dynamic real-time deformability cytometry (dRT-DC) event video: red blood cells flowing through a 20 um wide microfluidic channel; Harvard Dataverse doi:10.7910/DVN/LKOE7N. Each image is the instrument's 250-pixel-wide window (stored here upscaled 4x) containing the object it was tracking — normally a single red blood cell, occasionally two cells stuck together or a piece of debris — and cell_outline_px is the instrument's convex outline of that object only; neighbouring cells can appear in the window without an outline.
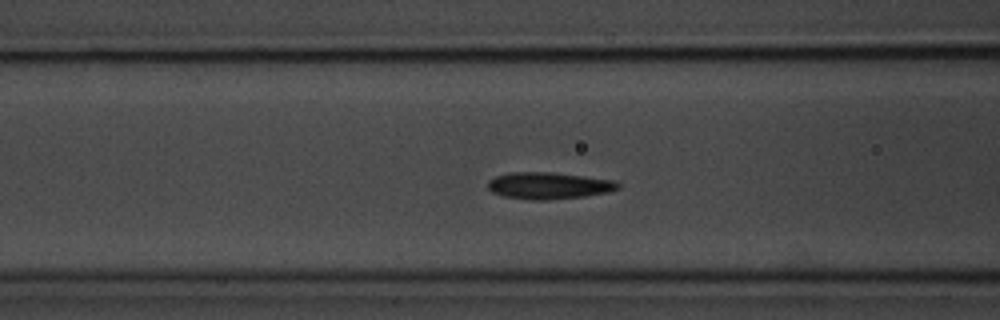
{"species": "common noctule bat (a hibernating species)", "species_latin": "Nyctalus noctula", "temperature_condition": "room temperature", "stored_images_in_passage": 40, "camera_frame_rate_fps": 3000, "um_per_image_px": 0.085, "animal": {"sex": "male", "body_mass_g": 20.1, "forearm_length_mm": 53.5}, "frame": {"image": 1, "passage_image": 5, "time_ms": 1.333, "image_size_px": [1000, 320], "cell_outline_px": [[620, 188], [608, 192], [584, 196], [544, 200], [532, 200], [504, 196], [492, 192], [488, 188], [488, 180], [496, 176], [512, 172], [552, 172], [612, 180], [620, 184]], "centroid_in_image_um": [46.62, 15.78], "position_along_channel_um": 120.0, "area_um2": 20.11}}
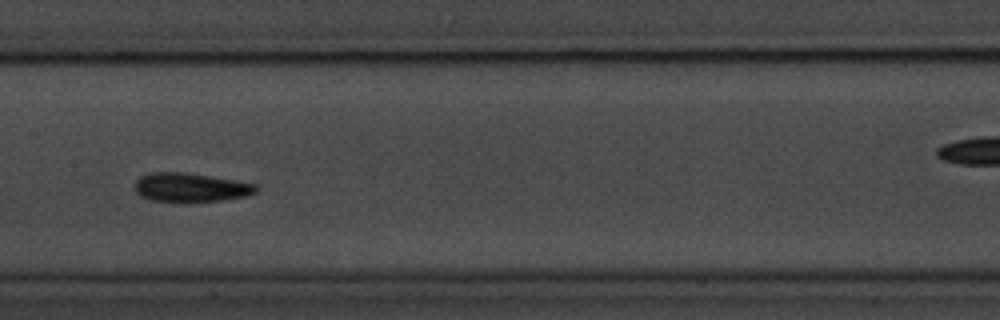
{"frame": {"image": 2, "passage_image": 11, "time_ms": 3.333, "image_size_px": [1000, 320], "cell_outline_px": [[256, 192], [248, 196], [224, 200], [152, 200], [140, 196], [136, 192], [136, 180], [140, 176], [148, 172], [184, 172], [236, 180], [256, 184]], "centroid_in_image_um": [16.21, 15.9], "position_along_channel_um": 191.2, "area_um2": 20.0}}
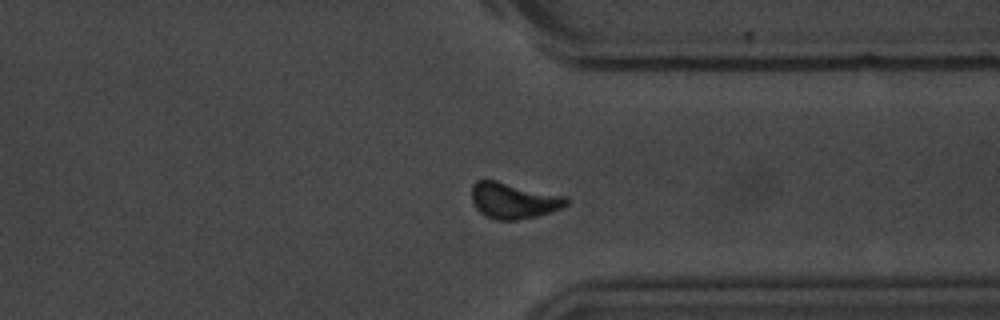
{"frame": {"image": 3, "passage_image": 26, "time_ms": 8.333, "image_size_px": [1000, 320], "cell_outline_px": [[568, 204], [560, 208], [536, 216], [516, 220], [496, 220], [484, 216], [476, 208], [472, 200], [472, 184], [476, 180], [496, 180], [568, 196]], "centroid_in_image_um": [43.64, 17.04], "position_along_channel_um": 367.8, "area_um2": 19.94}}